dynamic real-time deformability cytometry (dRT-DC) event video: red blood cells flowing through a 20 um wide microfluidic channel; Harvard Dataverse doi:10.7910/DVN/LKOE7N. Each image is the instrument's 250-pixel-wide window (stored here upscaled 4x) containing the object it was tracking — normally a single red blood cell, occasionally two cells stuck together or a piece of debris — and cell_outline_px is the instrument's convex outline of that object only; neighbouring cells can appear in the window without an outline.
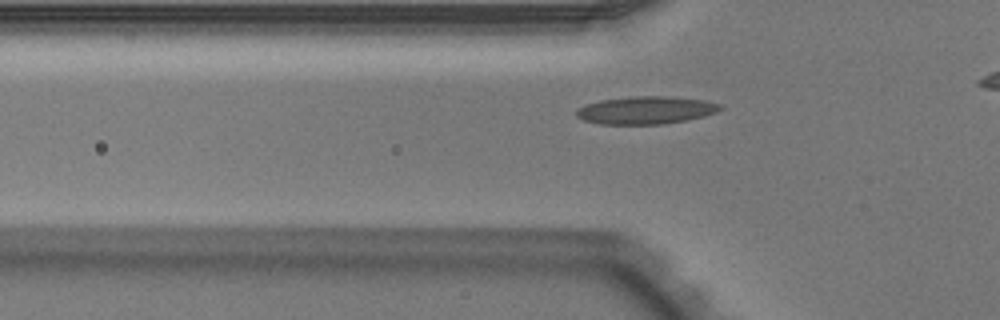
{"species": "Egyptian fruit bat (a non-hibernating species)", "species_latin": "Rousettus aegyptiacus", "temperature_condition": "warm", "stored_images_in_passage": 40, "camera_frame_rate_fps": 3000, "um_per_image_px": 0.085, "animal": {"sex": "male"}, "frame": {"image": 1, "passage_image": 12, "time_ms": 3.667, "image_size_px": [1000, 320], "cell_outline_px": [[724, 108], [716, 112], [704, 116], [688, 120], [664, 124], [600, 124], [584, 120], [576, 116], [576, 108], [600, 100], [632, 96], [672, 96], [704, 100], [720, 104]], "centroid_in_image_um": [54.92, 9.36], "position_along_channel_um": 70.9, "area_um2": 23.35}}
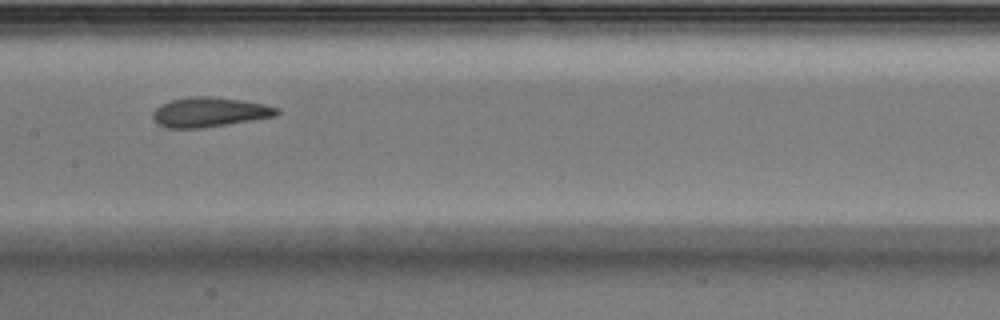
{"frame": {"image": 2, "passage_image": 21, "time_ms": 6.667, "image_size_px": [1000, 320], "cell_outline_px": [[280, 112], [276, 116], [200, 128], [168, 128], [156, 124], [152, 120], [152, 112], [160, 104], [172, 100], [188, 96], [212, 96], [240, 100], [264, 104], [280, 108]], "centroid_in_image_um": [17.76, 9.52], "position_along_channel_um": 189.6, "area_um2": 21.5}}
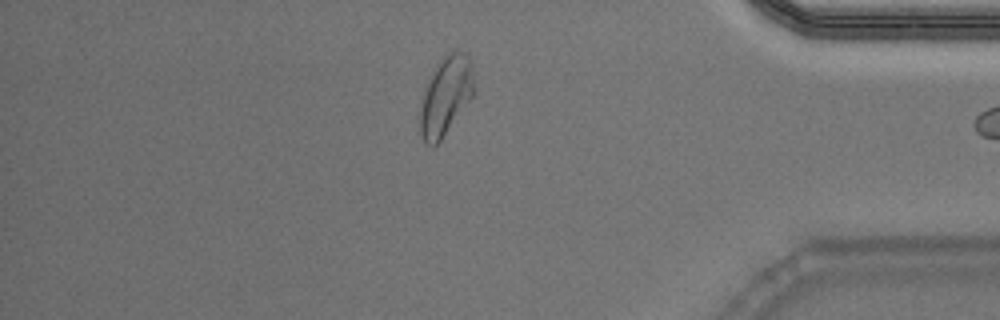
{"frame": {"image": 3, "passage_image": 39, "time_ms": 12.667, "image_size_px": [1000, 320], "cell_outline_px": [[472, 96], [440, 140], [436, 144], [424, 144], [420, 132], [420, 100], [436, 64], [448, 52], [464, 52], [468, 56], [472, 64]], "centroid_in_image_um": [37.85, 8.14], "position_along_channel_um": 397.4, "area_um2": 24.04}}